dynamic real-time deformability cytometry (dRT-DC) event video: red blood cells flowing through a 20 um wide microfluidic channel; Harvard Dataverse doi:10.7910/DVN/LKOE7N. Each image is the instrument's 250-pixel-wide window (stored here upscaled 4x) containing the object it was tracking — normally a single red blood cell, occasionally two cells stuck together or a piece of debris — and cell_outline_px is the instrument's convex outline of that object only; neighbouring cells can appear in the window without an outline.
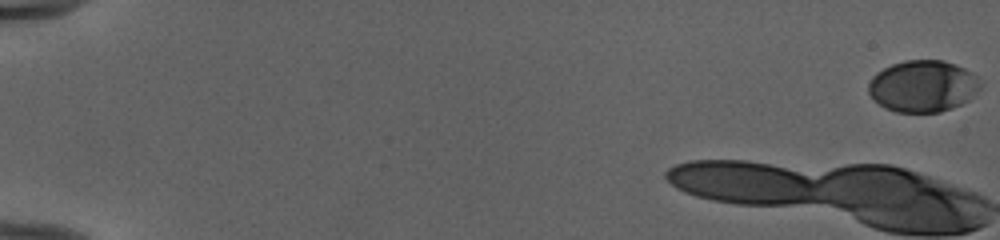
{"species": "human", "species_latin": "Homo sapiens", "temperature_condition": "cold", "stored_images_in_passage": 9, "camera_frame_rate_fps": 3000, "um_per_image_px": 0.085, "donor": {"sex": "female"}, "frame": {"image": 1, "passage_image": 1, "time_ms": 0.0, "image_size_px": [1000, 240], "cell_outline_px": [[984, 84], [968, 100], [952, 108], [940, 112], [896, 112], [884, 108], [868, 92], [868, 84], [872, 76], [876, 72], [892, 64], [904, 60], [944, 60], [956, 64], [980, 76], [984, 80]], "centroid_in_image_um": [78.49, 7.31], "position_along_channel_um": 6.5, "area_um2": 34.1}}